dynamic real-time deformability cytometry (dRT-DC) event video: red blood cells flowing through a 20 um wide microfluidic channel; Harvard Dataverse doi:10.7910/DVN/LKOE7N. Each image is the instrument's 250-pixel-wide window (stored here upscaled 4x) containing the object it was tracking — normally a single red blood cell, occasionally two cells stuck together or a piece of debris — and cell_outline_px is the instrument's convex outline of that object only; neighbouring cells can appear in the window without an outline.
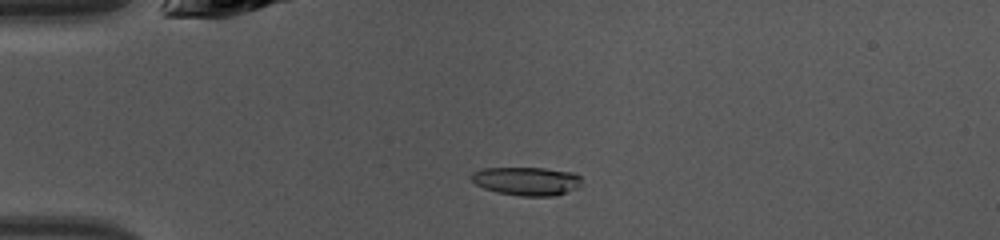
{"species": "common noctule bat (a hibernating species)", "species_latin": "Nyctalus noctula", "temperature_condition": "warm", "stored_images_in_passage": 43, "camera_frame_rate_fps": 3000, "um_per_image_px": 0.085, "animal": {"sex": "female", "body_mass_g": 10.0, "forearm_length_mm": 53.1}, "frame": {"image": 1, "passage_image": 8, "time_ms": 2.333, "image_size_px": [1000, 240], "cell_outline_px": [[580, 188], [556, 196], [520, 196], [496, 192], [484, 188], [476, 184], [472, 180], [472, 172], [484, 168], [544, 168], [572, 172], [580, 176]], "centroid_in_image_um": [44.8, 15.4], "position_along_channel_um": 40.2, "area_um2": 18.38}}
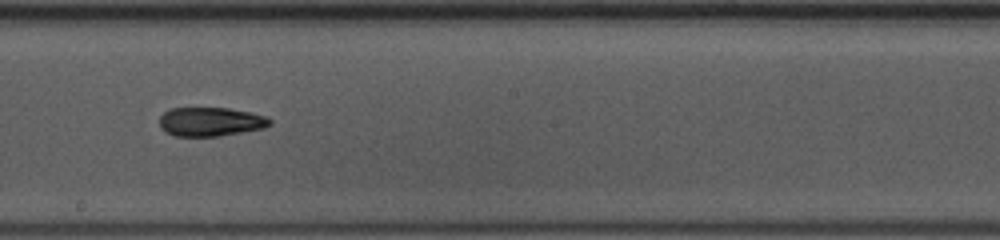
{"frame": {"image": 2, "passage_image": 23, "time_ms": 7.333, "image_size_px": [1000, 240], "cell_outline_px": [[272, 124], [264, 128], [220, 136], [176, 136], [164, 132], [160, 128], [160, 116], [164, 112], [172, 108], [228, 108], [252, 112], [268, 116], [272, 120]], "centroid_in_image_um": [17.93, 10.34], "position_along_channel_um": 230.3, "area_um2": 18.84}}
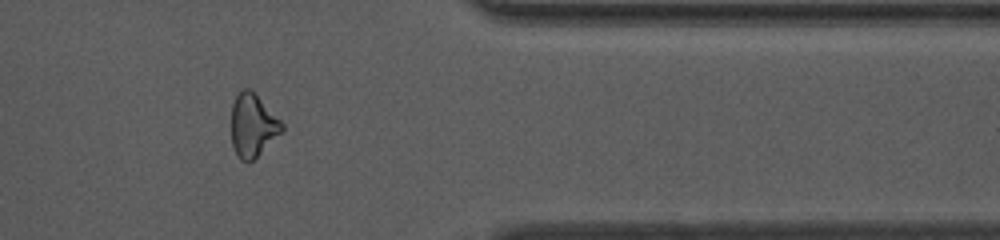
{"frame": {"image": 3, "passage_image": 35, "time_ms": 11.333, "image_size_px": [1000, 240], "cell_outline_px": [[284, 128], [248, 164], [240, 160], [232, 144], [232, 104], [236, 92], [240, 88], [248, 88], [284, 124]], "centroid_in_image_um": [21.43, 10.64], "position_along_channel_um": 390.0, "area_um2": 18.03}, "authors_computed_cell_mechanics": {"area_um2": 18.6694, "velocity_mm_per_s": 4.3286, "shape_relaxation_time_tau1_ms": 5.5166, "shape_relaxation_time_tau2_ms": 2.4949, "deformation_change_tau1": 0.1628, "deformation_change_tau2": 0.1131}}